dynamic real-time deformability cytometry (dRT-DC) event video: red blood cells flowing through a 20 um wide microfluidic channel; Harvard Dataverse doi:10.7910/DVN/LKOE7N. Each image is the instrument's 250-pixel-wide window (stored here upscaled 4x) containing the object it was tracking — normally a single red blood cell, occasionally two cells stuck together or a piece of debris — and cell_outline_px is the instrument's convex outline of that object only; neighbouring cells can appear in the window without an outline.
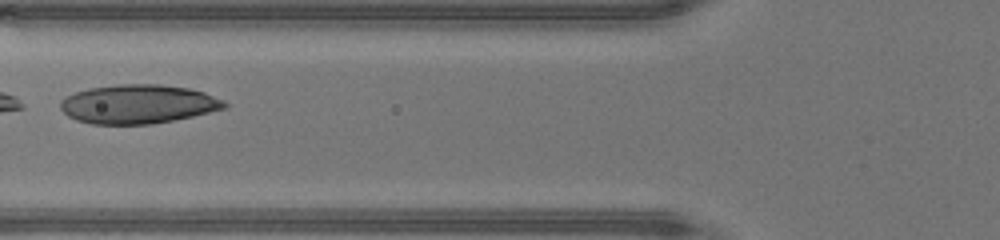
{"species": "human", "species_latin": "Homo sapiens", "temperature_condition": "warm", "stored_images_in_passage": 26, "camera_frame_rate_fps": 3000, "um_per_image_px": 0.085, "donor": {"sex": "male"}, "frame": {"image": 1, "passage_image": 7, "time_ms": 2.0, "image_size_px": [1000, 240], "cell_outline_px": [[228, 108], [192, 116], [152, 124], [92, 124], [76, 120], [68, 116], [60, 108], [60, 100], [64, 96], [88, 88], [116, 84], [160, 84], [188, 88], [204, 92], [224, 100], [228, 104]], "centroid_in_image_um": [11.73, 8.84], "position_along_channel_um": 114.1, "area_um2": 37.45}}
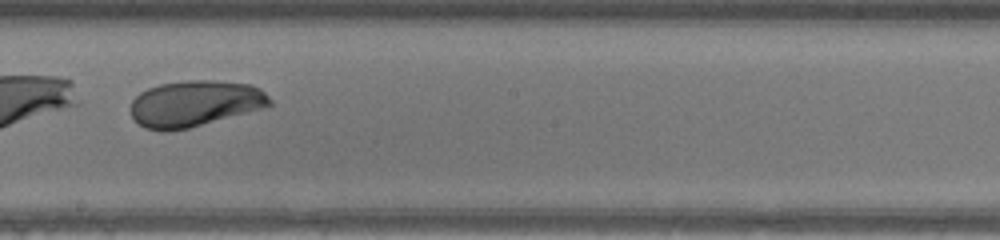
{"frame": {"image": 2, "passage_image": 15, "time_ms": 4.667, "image_size_px": [1000, 240], "cell_outline_px": [[272, 104], [264, 108], [188, 128], [168, 132], [164, 132], [144, 128], [132, 116], [132, 100], [140, 92], [148, 88], [160, 84], [188, 80], [216, 80], [252, 84], [260, 88], [272, 100]], "centroid_in_image_um": [16.58, 8.8], "position_along_channel_um": 231.6, "area_um2": 37.45}}
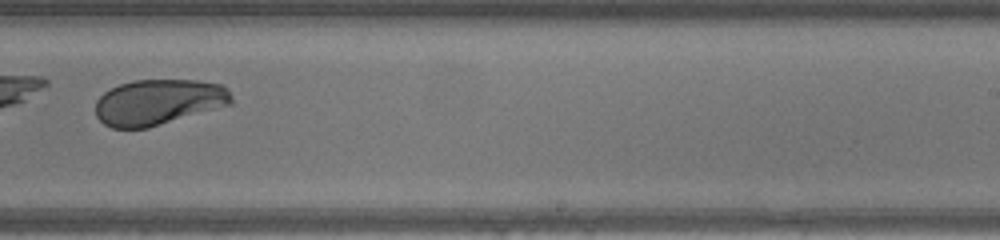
{"frame": {"image": 3, "passage_image": 18, "time_ms": 5.667, "image_size_px": [1000, 240], "cell_outline_px": [[232, 104], [148, 128], [112, 128], [104, 124], [96, 116], [96, 100], [104, 92], [120, 84], [136, 80], [196, 80], [220, 84], [228, 88], [232, 100]], "centroid_in_image_um": [13.47, 8.68], "position_along_channel_um": 275.5, "area_um2": 36.13}, "authors_computed_cell_mechanics": {"area_um2": 37.6278, "velocity_mm_per_s": 4.4108, "shape_relaxation_time_tau1_ms": 6.6309, "shape_relaxation_time_tau2_ms": 2.0721, "deformation_change_tau1": 0.2447, "deformation_change_tau2": 0.0447}}